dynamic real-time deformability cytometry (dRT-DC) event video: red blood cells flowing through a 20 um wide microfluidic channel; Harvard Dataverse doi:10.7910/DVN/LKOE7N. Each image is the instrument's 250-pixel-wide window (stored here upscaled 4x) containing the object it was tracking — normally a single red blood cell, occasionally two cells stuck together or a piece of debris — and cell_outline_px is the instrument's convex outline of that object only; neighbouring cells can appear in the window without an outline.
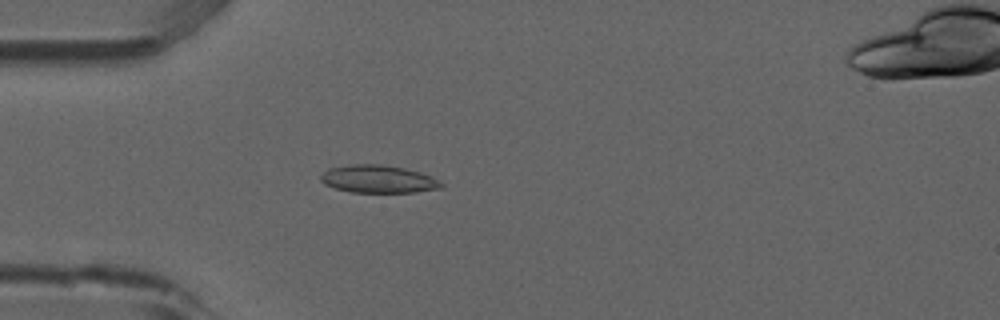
{"species": "common noctule bat (a hibernating species)", "species_latin": "Nyctalus noctula", "temperature_condition": "room temperature", "stored_images_in_passage": 5, "camera_frame_rate_fps": 3000, "um_per_image_px": 0.085, "animal": {"sex": "male", "forearm_length_mm": 52.5}, "frame": {"image": 1, "passage_image": 4, "time_ms": 1.0, "image_size_px": [1000, 320], "cell_outline_px": [[444, 188], [416, 192], [352, 192], [336, 188], [324, 184], [320, 180], [320, 176], [328, 168], [352, 164], [380, 164], [404, 168], [420, 172], [444, 184]], "centroid_in_image_um": [32.14, 15.22], "position_along_channel_um": 52.9, "area_um2": 19.36}}